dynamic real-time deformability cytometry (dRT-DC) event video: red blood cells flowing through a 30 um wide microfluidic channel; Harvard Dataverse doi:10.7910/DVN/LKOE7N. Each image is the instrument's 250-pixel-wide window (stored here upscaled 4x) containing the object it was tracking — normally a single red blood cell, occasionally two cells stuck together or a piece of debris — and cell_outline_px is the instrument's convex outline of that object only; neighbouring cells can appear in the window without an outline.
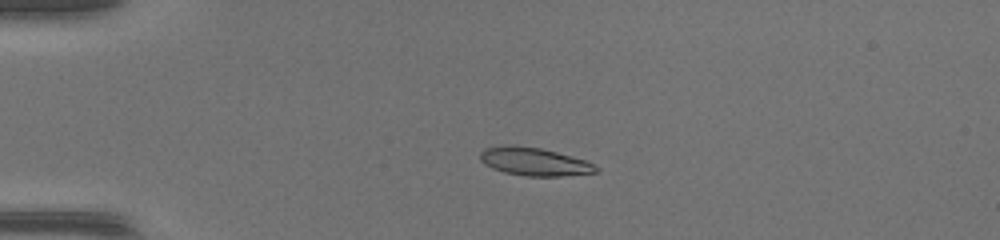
{"species": "common noctule bat (a hibernating species)", "species_latin": "Nyctalus noctula", "temperature_condition": "warm", "stored_images_in_passage": 48, "camera_frame_rate_fps": 3000, "um_per_image_px": 0.085, "animal": {"sex": "female", "body_mass_g": 17.0, "forearm_length_mm": 48.0}, "frame": {"image": 1, "passage_image": 11, "time_ms": 3.333, "image_size_px": [1000, 240], "cell_outline_px": [[600, 172], [560, 176], [524, 176], [504, 172], [492, 168], [484, 164], [480, 160], [480, 152], [484, 148], [512, 144], [540, 148], [588, 160], [600, 168]], "centroid_in_image_um": [45.44, 13.74], "position_along_channel_um": 39.6, "area_um2": 19.19}}
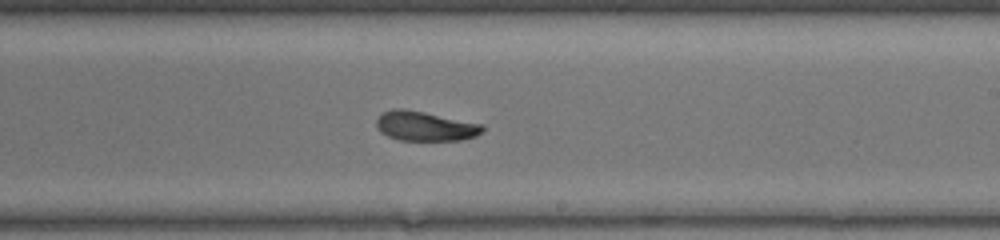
{"frame": {"image": 2, "passage_image": 29, "time_ms": 9.333, "image_size_px": [1000, 240], "cell_outline_px": [[484, 132], [476, 136], [460, 140], [400, 140], [388, 136], [380, 132], [376, 124], [376, 120], [384, 112], [392, 108], [404, 108], [424, 112], [480, 124], [484, 128]], "centroid_in_image_um": [36.11, 10.72], "position_along_channel_um": 252.9, "area_um2": 18.09}}
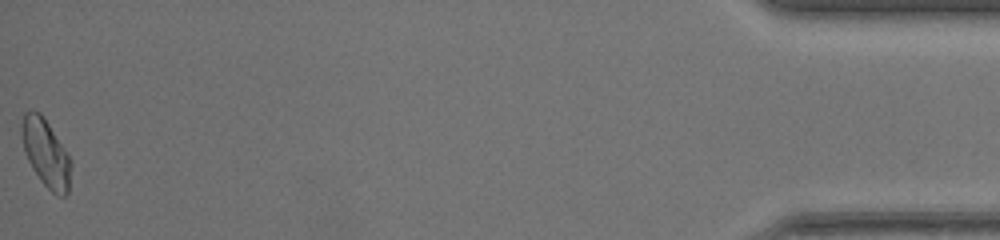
{"frame": {"image": 3, "passage_image": 48, "time_ms": 15.667, "image_size_px": [1000, 240], "cell_outline_px": [[72, 164], [68, 192], [64, 196], [56, 196], [40, 180], [32, 168], [24, 152], [20, 132], [20, 124], [24, 112], [40, 112], [72, 160]], "centroid_in_image_um": [3.89, 13.03], "position_along_channel_um": 431.3, "area_um2": 19.42}, "authors_computed_cell_mechanics": {"area_um2": 18.6694, "velocity_mm_per_s": 4.297, "shape_relaxation_time_tau1_ms": 5.4044, "shape_relaxation_time_tau2_ms": 2.8217, "deformation_change_tau1": 0.2002, "deformation_change_tau2": 0.0923}}